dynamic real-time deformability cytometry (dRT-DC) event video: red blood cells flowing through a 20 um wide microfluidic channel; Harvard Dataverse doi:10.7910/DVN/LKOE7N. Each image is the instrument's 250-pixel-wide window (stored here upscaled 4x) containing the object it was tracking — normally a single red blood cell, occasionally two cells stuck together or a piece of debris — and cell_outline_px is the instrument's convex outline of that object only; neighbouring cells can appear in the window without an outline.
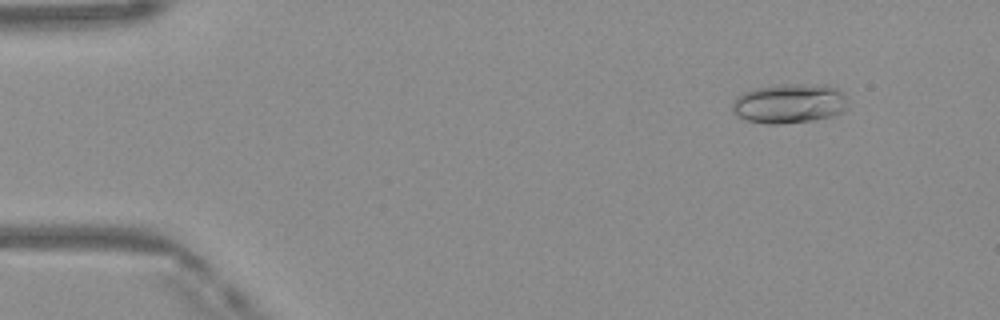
{"species": "Egyptian fruit bat (a non-hibernating species)", "species_latin": "Rousettus aegyptiacus", "temperature_condition": "warm", "stored_images_in_passage": 48, "camera_frame_rate_fps": 3000, "um_per_image_px": 0.085, "frame": {"image": 1, "passage_image": 4, "time_ms": 1.0, "image_size_px": [1000, 320], "cell_outline_px": [[848, 108], [832, 116], [812, 120], [780, 124], [764, 124], [748, 120], [736, 116], [732, 112], [732, 104], [736, 96], [744, 92], [756, 88], [784, 84], [832, 84], [844, 96]], "centroid_in_image_um": [67.07, 8.79], "position_along_channel_um": 17.9, "area_um2": 26.76}}
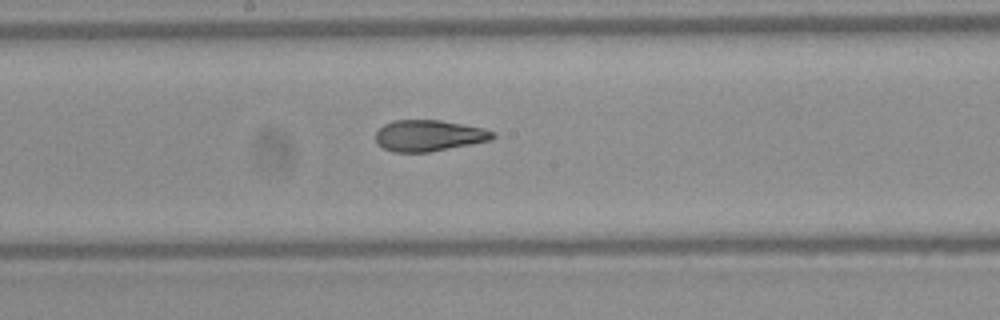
{"frame": {"image": 2, "passage_image": 25, "time_ms": 8.0, "image_size_px": [1000, 320], "cell_outline_px": [[496, 136], [492, 140], [428, 152], [392, 152], [376, 144], [376, 132], [384, 124], [392, 120], [440, 120], [484, 128], [496, 132]], "centroid_in_image_um": [36.46, 11.52], "position_along_channel_um": 211.7, "area_um2": 21.39}}
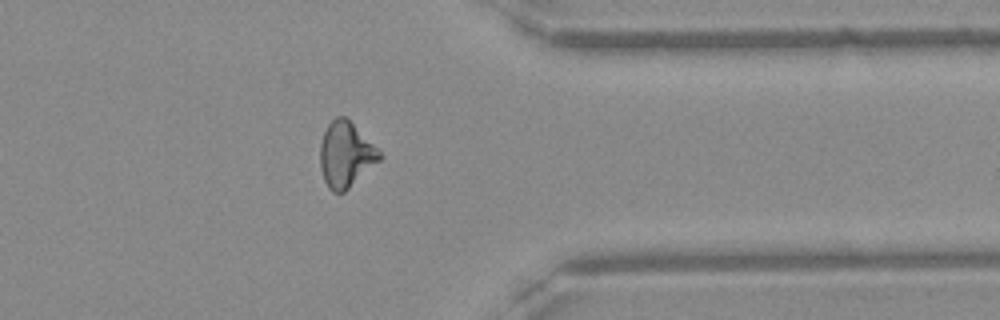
{"frame": {"image": 3, "passage_image": 38, "time_ms": 12.333, "image_size_px": [1000, 320], "cell_outline_px": [[384, 156], [380, 160], [344, 192], [332, 192], [328, 188], [324, 180], [320, 168], [320, 144], [324, 132], [328, 124], [336, 116], [344, 116]], "centroid_in_image_um": [29.35, 13.16], "position_along_channel_um": 382.0, "area_um2": 22.2}, "authors_computed_cell_mechanics": {"area_um2": 22.3397, "velocity_mm_per_s": 4.1485, "shape_relaxation_time_tau1_ms": 6.9402, "shape_relaxation_time_tau2_ms": 1.7765, "deformation_change_tau1": 0.1994, "deformation_change_tau2": 0.0779}}